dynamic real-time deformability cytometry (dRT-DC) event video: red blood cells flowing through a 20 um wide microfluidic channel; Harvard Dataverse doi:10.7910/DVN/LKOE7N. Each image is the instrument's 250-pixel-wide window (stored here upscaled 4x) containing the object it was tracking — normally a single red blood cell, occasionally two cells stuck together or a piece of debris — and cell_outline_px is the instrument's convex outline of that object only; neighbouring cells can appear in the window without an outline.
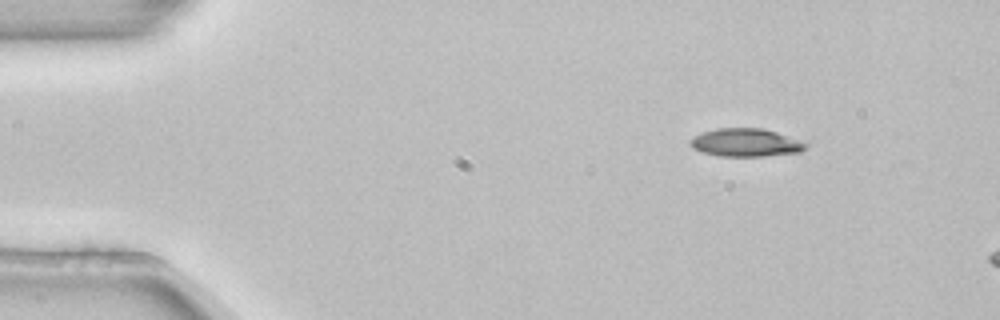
{"species": "common noctule bat (a hibernating species)", "species_latin": "Nyctalus noctula", "temperature_condition": "room temperature", "stored_images_in_passage": 2, "camera_frame_rate_fps": 3000, "um_per_image_px": 0.085, "animal": {"sex": "female", "body_mass_g": 22.7, "forearm_length_mm": 54.2}, "frame": {"image": 1, "passage_image": 2, "time_ms": 0.333, "image_size_px": [1000, 320], "cell_outline_px": [[808, 144], [800, 152], [764, 156], [720, 156], [704, 152], [692, 148], [688, 144], [688, 140], [704, 132], [716, 128], [760, 128], [776, 132]], "centroid_in_image_um": [63.34, 12.12], "position_along_channel_um": 21.7, "area_um2": 18.61}}